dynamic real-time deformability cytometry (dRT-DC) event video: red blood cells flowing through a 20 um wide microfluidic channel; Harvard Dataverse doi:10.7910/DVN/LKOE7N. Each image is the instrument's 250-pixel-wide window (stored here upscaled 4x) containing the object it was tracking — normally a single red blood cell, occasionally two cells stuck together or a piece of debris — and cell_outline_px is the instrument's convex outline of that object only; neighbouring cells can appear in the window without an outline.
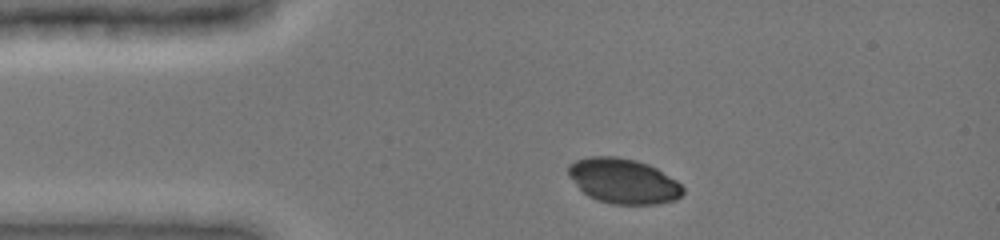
{"species": "common noctule bat (a hibernating species)", "species_latin": "Nyctalus noctula", "temperature_condition": "cold", "stored_images_in_passage": 37, "camera_frame_rate_fps": 3000, "um_per_image_px": 0.085, "animal": {"sex": "female", "body_mass_g": 19.0, "forearm_length_mm": 51.5}, "frame": {"image": 1, "passage_image": 3, "time_ms": 0.667, "image_size_px": [1000, 240], "cell_outline_px": [[684, 192], [676, 200], [656, 204], [612, 204], [596, 200], [588, 196], [568, 176], [568, 164], [576, 160], [588, 156], [616, 156], [636, 160], [648, 164], [656, 168], [676, 180], [684, 188]], "centroid_in_image_um": [52.98, 15.38], "position_along_channel_um": 32.0, "area_um2": 30.17}}
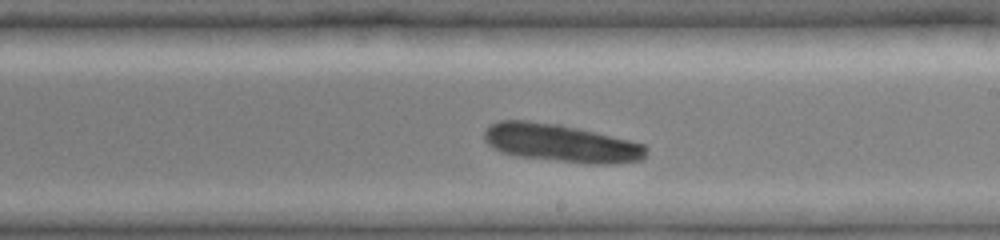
{"frame": {"image": 2, "passage_image": 22, "time_ms": 7.0, "image_size_px": [1000, 240], "cell_outline_px": [[648, 152], [644, 160], [608, 164], [588, 164], [516, 156], [500, 152], [492, 148], [484, 140], [484, 132], [492, 124], [500, 120], [528, 120], [560, 124], [580, 128], [644, 144], [648, 148]], "centroid_in_image_um": [47.7, 12.17], "position_along_channel_um": 241.3, "area_um2": 36.13}}
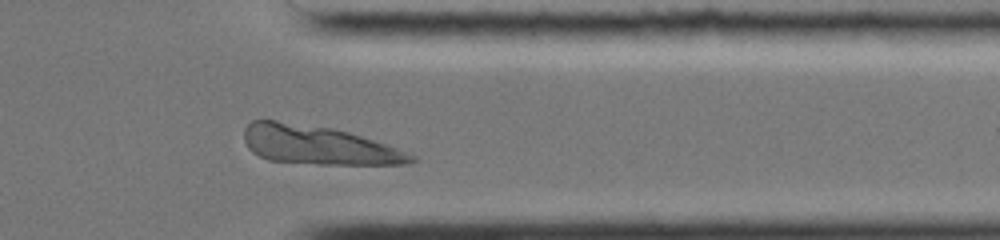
{"frame": {"image": 3, "passage_image": 33, "time_ms": 10.667, "image_size_px": [1000, 240], "cell_outline_px": [[416, 160], [408, 164], [316, 164], [268, 160], [252, 152], [248, 148], [244, 140], [244, 128], [252, 120], [276, 120], [332, 128], [348, 132], [384, 144], [416, 156]], "centroid_in_image_um": [26.99, 12.33], "position_along_channel_um": 384.4, "area_um2": 37.34}}